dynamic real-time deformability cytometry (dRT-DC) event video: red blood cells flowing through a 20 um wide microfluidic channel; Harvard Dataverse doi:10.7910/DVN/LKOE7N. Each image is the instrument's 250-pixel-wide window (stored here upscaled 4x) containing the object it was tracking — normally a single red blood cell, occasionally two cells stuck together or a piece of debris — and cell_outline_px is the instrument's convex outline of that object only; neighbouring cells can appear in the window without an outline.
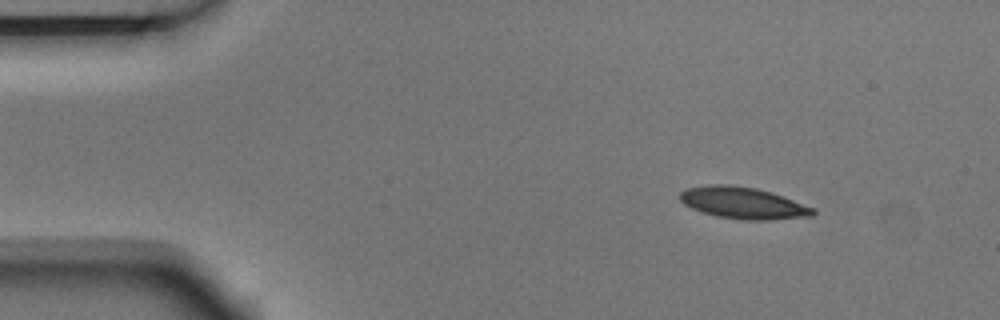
{"species": "Egyptian fruit bat (a non-hibernating species)", "species_latin": "Rousettus aegyptiacus", "temperature_condition": "room temperature", "stored_images_in_passage": 3, "camera_frame_rate_fps": 3000, "um_per_image_px": 0.085, "animal": {"sex": "male"}, "frame": {"image": 1, "passage_image": 1, "time_ms": 0.0, "image_size_px": [1000, 320], "cell_outline_px": [[816, 212], [812, 216], [768, 220], [744, 220], [716, 216], [692, 208], [684, 204], [680, 200], [680, 192], [688, 188], [708, 184], [728, 184], [756, 188], [772, 192], [816, 208]], "centroid_in_image_um": [63.19, 17.25], "position_along_channel_um": 21.8, "area_um2": 24.62}}